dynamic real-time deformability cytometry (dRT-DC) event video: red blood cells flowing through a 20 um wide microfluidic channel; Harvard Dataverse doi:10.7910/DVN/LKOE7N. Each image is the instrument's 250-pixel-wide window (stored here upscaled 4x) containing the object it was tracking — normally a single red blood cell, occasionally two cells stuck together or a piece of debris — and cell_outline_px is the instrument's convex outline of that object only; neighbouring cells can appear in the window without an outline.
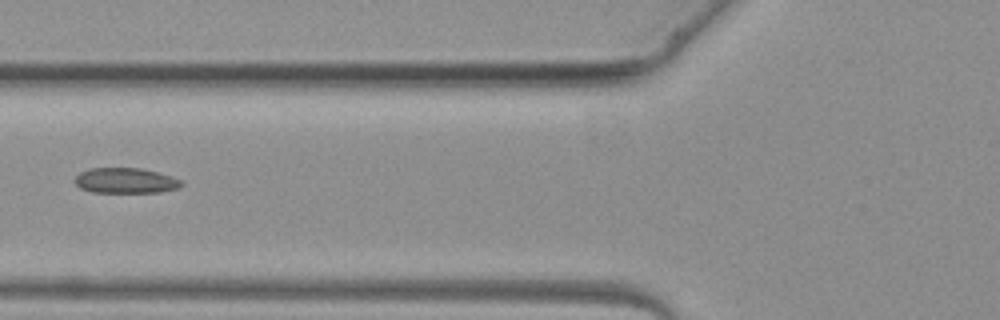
{"species": "common noctule bat (a hibernating species)", "species_latin": "Nyctalus noctula", "temperature_condition": "warm", "stored_images_in_passage": 4, "camera_frame_rate_fps": 3000, "um_per_image_px": 0.085, "animal": {"sex": "female", "body_mass_g": 19.3, "forearm_length_mm": 54.1}, "frame": {"image": 1, "passage_image": 4, "time_ms": 3.333, "image_size_px": [1000, 320], "cell_outline_px": [[184, 184], [180, 188], [160, 192], [92, 192], [80, 188], [72, 180], [80, 172], [88, 168], [144, 168], [172, 176], [180, 180]], "centroid_in_image_um": [10.67, 15.34], "position_along_channel_um": 115.1, "area_um2": 15.95}}